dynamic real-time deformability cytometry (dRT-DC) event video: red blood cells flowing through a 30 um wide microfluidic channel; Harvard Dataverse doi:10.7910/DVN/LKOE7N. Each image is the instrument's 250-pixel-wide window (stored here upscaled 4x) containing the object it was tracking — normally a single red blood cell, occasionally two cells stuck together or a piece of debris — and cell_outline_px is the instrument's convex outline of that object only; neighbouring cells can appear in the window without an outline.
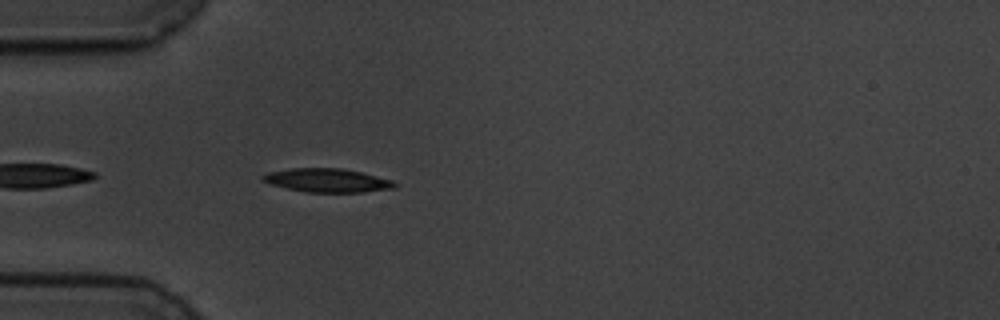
{"species": "common noctule bat (a hibernating species)", "species_latin": "Nyctalus noctula", "temperature_condition": "cold", "stored_images_in_passage": 22, "camera_frame_rate_fps": 3000, "um_per_image_px": 0.085, "animal": {"sex": "male", "body_mass_g": 19.5, "forearm_length_mm": 54.6}, "frame": {"image": 1, "passage_image": 4, "time_ms": 1.0, "image_size_px": [1000, 320], "cell_outline_px": [[396, 188], [364, 192], [308, 192], [268, 184], [260, 180], [260, 176], [268, 172], [292, 168], [340, 168], [360, 172], [392, 180], [396, 184]], "centroid_in_image_um": [27.77, 15.33], "position_along_channel_um": 57.2, "area_um2": 18.15}}
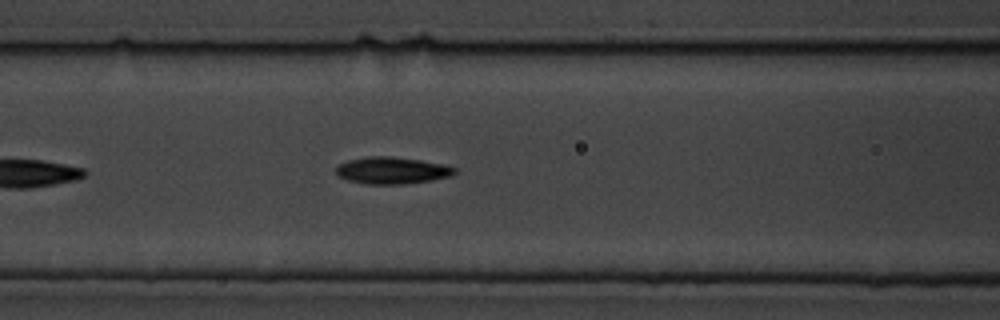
{"frame": {"image": 2, "passage_image": 11, "time_ms": 3.333, "image_size_px": [1000, 320], "cell_outline_px": [[456, 172], [452, 176], [404, 184], [368, 184], [348, 180], [336, 176], [336, 168], [340, 164], [348, 160], [368, 156], [388, 156], [420, 160], [440, 164], [456, 168]], "centroid_in_image_um": [33.28, 14.49], "position_along_channel_um": 133.3, "area_um2": 18.38}}
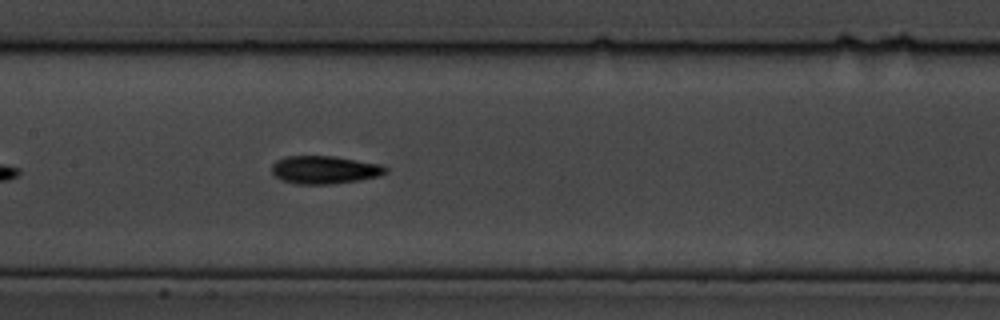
{"frame": {"image": 3, "passage_image": 15, "time_ms": 4.667, "image_size_px": [1000, 320], "cell_outline_px": [[388, 172], [380, 176], [360, 180], [328, 184], [296, 184], [280, 180], [272, 172], [272, 164], [276, 160], [288, 156], [332, 156], [384, 164], [388, 168]], "centroid_in_image_um": [27.63, 14.43], "position_along_channel_um": 179.8, "area_um2": 18.73}}